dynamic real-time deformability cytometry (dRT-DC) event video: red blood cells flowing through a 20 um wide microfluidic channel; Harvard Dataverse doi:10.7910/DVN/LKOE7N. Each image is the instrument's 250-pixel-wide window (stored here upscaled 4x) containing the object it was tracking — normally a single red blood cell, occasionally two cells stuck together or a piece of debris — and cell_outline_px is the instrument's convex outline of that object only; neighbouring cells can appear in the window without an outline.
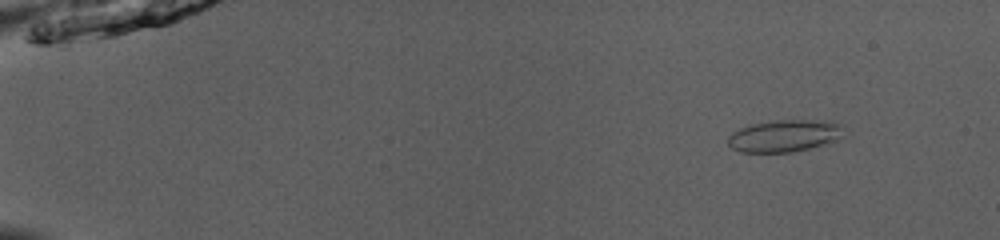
{"species": "common noctule bat (a hibernating species)", "species_latin": "Nyctalus noctula", "temperature_condition": "room temperature", "stored_images_in_passage": 49, "camera_frame_rate_fps": 3000, "um_per_image_px": 0.085, "animal": {"sex": "male", "body_mass_g": 13.0, "forearm_length_mm": 53.1}, "frame": {"image": 1, "passage_image": 3, "time_ms": 0.667, "image_size_px": [1000, 240], "cell_outline_px": [[840, 136], [836, 140], [808, 148], [792, 152], [740, 152], [732, 148], [728, 144], [728, 136], [732, 132], [740, 128], [752, 124], [772, 120], [832, 120], [840, 124]], "centroid_in_image_um": [66.62, 11.53], "position_along_channel_um": 18.4, "area_um2": 21.44}}
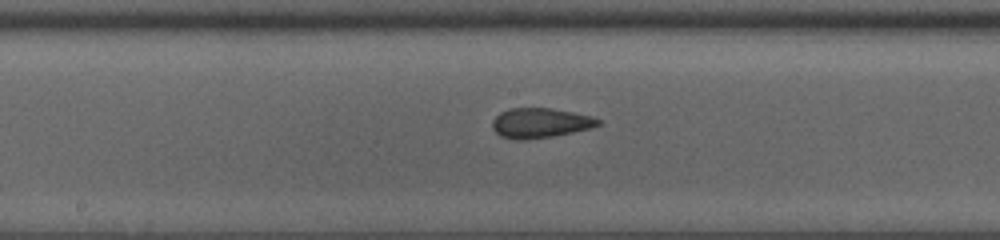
{"frame": {"image": 2, "passage_image": 26, "time_ms": 8.333, "image_size_px": [1000, 240], "cell_outline_px": [[600, 124], [592, 128], [552, 136], [524, 140], [516, 140], [500, 136], [492, 128], [492, 120], [500, 112], [508, 108], [552, 108], [592, 116], [600, 120]], "centroid_in_image_um": [45.89, 10.45], "position_along_channel_um": 202.3, "area_um2": 18.44}}
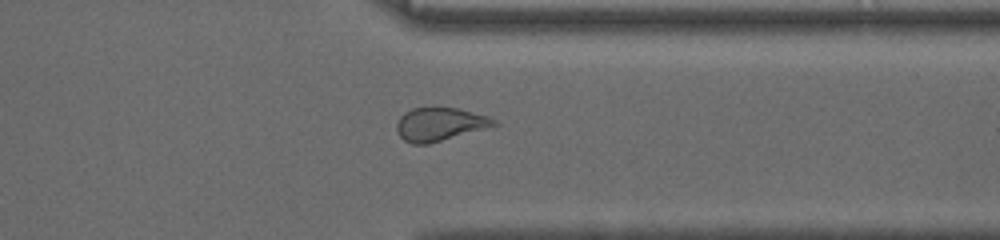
{"frame": {"image": 3, "passage_image": 39, "time_ms": 12.667, "image_size_px": [1000, 240], "cell_outline_px": [[500, 124], [428, 144], [412, 144], [404, 140], [400, 136], [396, 128], [396, 124], [400, 116], [404, 112], [412, 108], [456, 108], [488, 116], [496, 120]], "centroid_in_image_um": [37.36, 10.56], "position_along_channel_um": 374.0, "area_um2": 18.67}, "authors_computed_cell_mechanics": {"area_um2": 19.7098, "velocity_mm_per_s": 3.9852, "shape_relaxation_time_tau1_ms": null, "shape_relaxation_time_tau2_ms": 1.275, "deformation_change_tau1": null, "deformation_change_tau2": 0.0626}}